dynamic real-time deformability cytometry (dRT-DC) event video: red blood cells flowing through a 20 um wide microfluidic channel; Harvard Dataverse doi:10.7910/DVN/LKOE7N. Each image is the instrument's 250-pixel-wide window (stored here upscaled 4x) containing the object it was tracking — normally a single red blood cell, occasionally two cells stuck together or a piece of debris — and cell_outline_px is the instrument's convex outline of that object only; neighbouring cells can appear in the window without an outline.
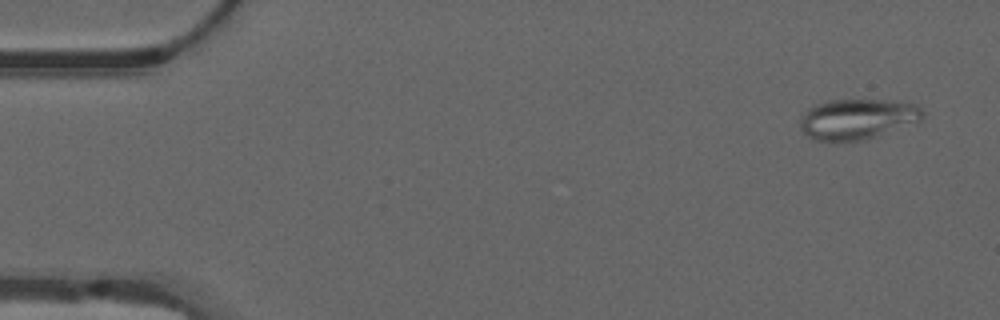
{"species": "common noctule bat (a hibernating species)", "species_latin": "Nyctalus noctula", "temperature_condition": "warm", "stored_images_in_passage": 54, "camera_frame_rate_fps": 3000, "um_per_image_px": 0.085, "animal": {"sex": "male", "forearm_length_mm": 52.5}, "frame": {"image": 1, "passage_image": 3, "time_ms": 0.667, "image_size_px": [1000, 320], "cell_outline_px": [[924, 116], [920, 120], [860, 140], [832, 144], [812, 140], [800, 128], [800, 120], [804, 112], [808, 108], [816, 104], [828, 100], [888, 100], [920, 104], [924, 112]], "centroid_in_image_um": [72.81, 10.12], "position_along_channel_um": 12.2, "area_um2": 29.07}}
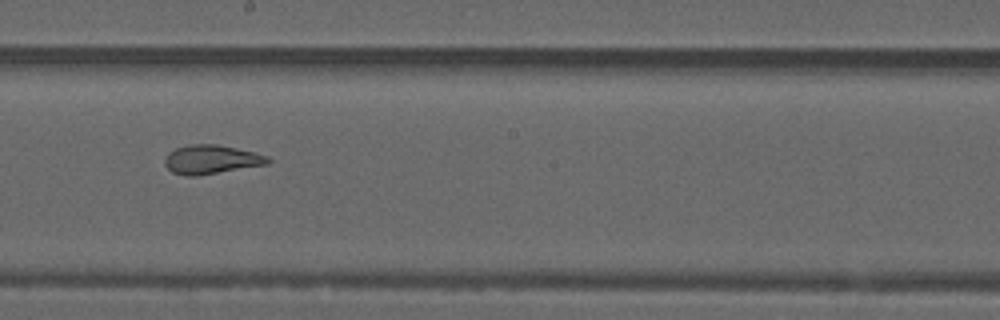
{"frame": {"image": 2, "passage_image": 30, "time_ms": 9.667, "image_size_px": [1000, 320], "cell_outline_px": [[272, 160], [268, 164], [196, 176], [184, 176], [172, 172], [164, 164], [164, 160], [168, 152], [176, 148], [192, 144], [216, 144], [256, 152], [268, 156]], "centroid_in_image_um": [17.96, 13.55], "position_along_channel_um": 230.2, "area_um2": 17.46}}
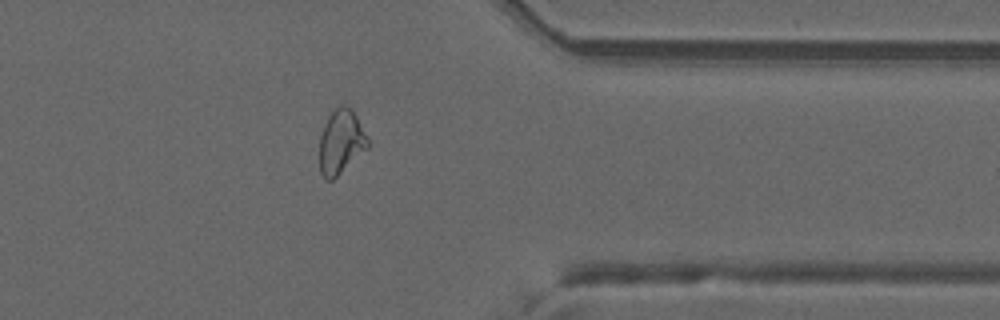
{"frame": {"image": 3, "passage_image": 43, "time_ms": 14.0, "image_size_px": [1000, 320], "cell_outline_px": [[368, 148], [332, 180], [324, 180], [320, 172], [320, 136], [324, 124], [328, 116], [340, 104], [344, 104], [352, 108], [368, 140]], "centroid_in_image_um": [28.96, 12.05], "position_along_channel_um": 382.4, "area_um2": 17.92}, "authors_computed_cell_mechanics": {"area_um2": 21.2126, "velocity_mm_per_s": 3.7909, "shape_relaxation_time_tau1_ms": null, "shape_relaxation_time_tau2_ms": 1.4895, "deformation_change_tau1": null, "deformation_change_tau2": 0.0885}}